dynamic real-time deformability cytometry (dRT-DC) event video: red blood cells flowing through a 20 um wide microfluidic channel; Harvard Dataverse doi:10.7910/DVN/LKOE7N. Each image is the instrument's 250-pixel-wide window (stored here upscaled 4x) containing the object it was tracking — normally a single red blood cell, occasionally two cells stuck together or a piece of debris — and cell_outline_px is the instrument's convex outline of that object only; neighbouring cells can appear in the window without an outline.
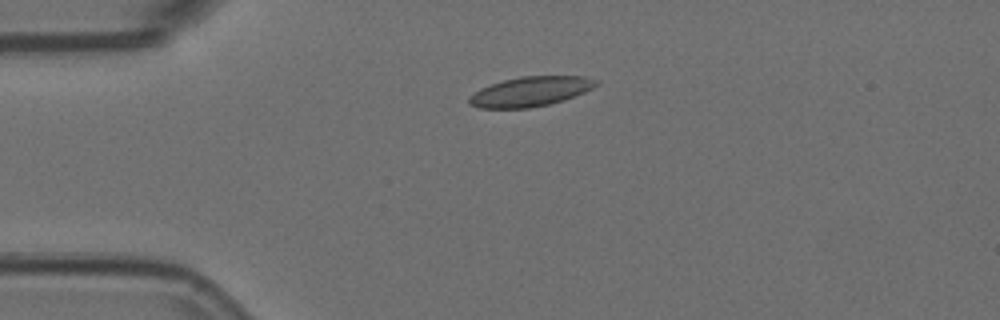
{"species": "Egyptian fruit bat (a non-hibernating species)", "species_latin": "Rousettus aegyptiacus", "temperature_condition": "room temperature", "stored_images_in_passage": 3, "camera_frame_rate_fps": 3000, "um_per_image_px": 0.085, "animal": {"sex": "female"}, "frame": {"image": 1, "passage_image": 1, "time_ms": 0.0, "image_size_px": [1000, 320], "cell_outline_px": [[600, 84], [584, 92], [564, 100], [548, 104], [528, 108], [480, 108], [468, 104], [468, 96], [480, 88], [504, 80], [520, 76], [584, 76], [596, 80]], "centroid_in_image_um": [45.06, 7.78], "position_along_channel_um": 39.9, "area_um2": 21.96}}
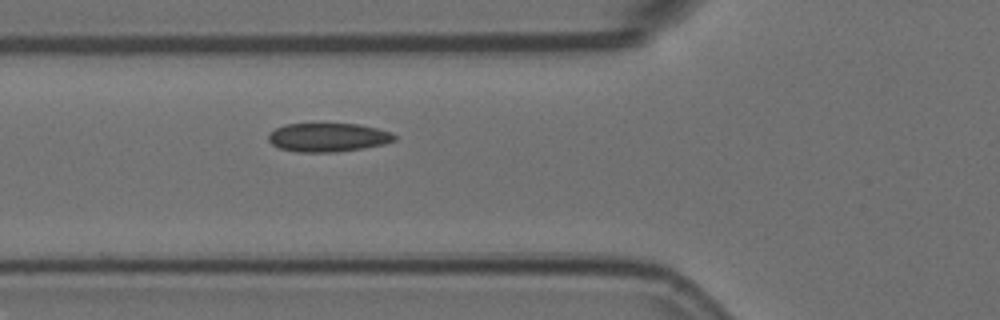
{"frame": {"image": 2, "passage_image": 3, "time_ms": 0.667, "image_size_px": [1000, 320], "cell_outline_px": [[396, 140], [384, 144], [364, 148], [336, 152], [296, 152], [280, 148], [272, 144], [268, 140], [268, 132], [276, 128], [288, 124], [360, 124], [392, 132], [396, 136]], "centroid_in_image_um": [27.89, 11.68], "position_along_channel_um": 97.9, "area_um2": 21.15}}